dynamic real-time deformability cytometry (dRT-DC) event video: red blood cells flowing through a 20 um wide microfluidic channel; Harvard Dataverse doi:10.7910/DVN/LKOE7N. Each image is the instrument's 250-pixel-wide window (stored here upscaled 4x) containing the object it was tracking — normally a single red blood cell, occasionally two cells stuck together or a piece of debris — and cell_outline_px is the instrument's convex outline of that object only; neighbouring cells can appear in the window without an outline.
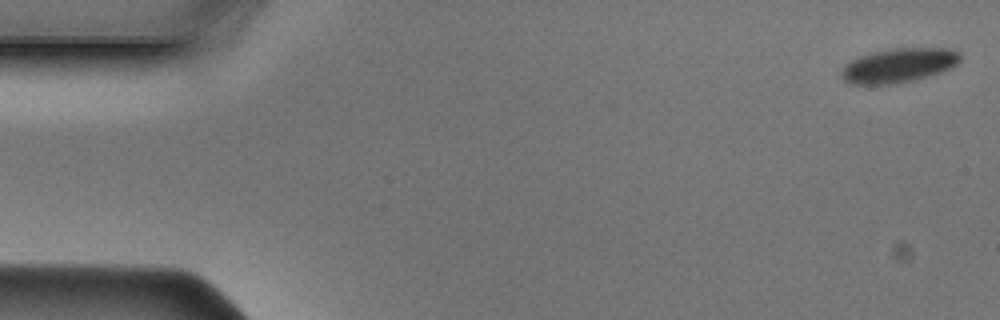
{"species": "Egyptian fruit bat (a non-hibernating species)", "species_latin": "Rousettus aegyptiacus", "temperature_condition": "cold", "stored_images_in_passage": 48, "camera_frame_rate_fps": 3000, "um_per_image_px": 0.085, "animal": {"sex": "male"}, "frame": {"image": 1, "passage_image": 1, "time_ms": 0.0, "image_size_px": [1000, 320], "cell_outline_px": [[960, 60], [952, 68], [940, 72], [912, 80], [896, 84], [852, 84], [844, 80], [840, 72], [844, 64], [860, 56], [872, 52], [888, 48], [948, 48], [960, 52]], "centroid_in_image_um": [76.38, 5.55], "position_along_channel_um": 8.6, "area_um2": 23.76}}
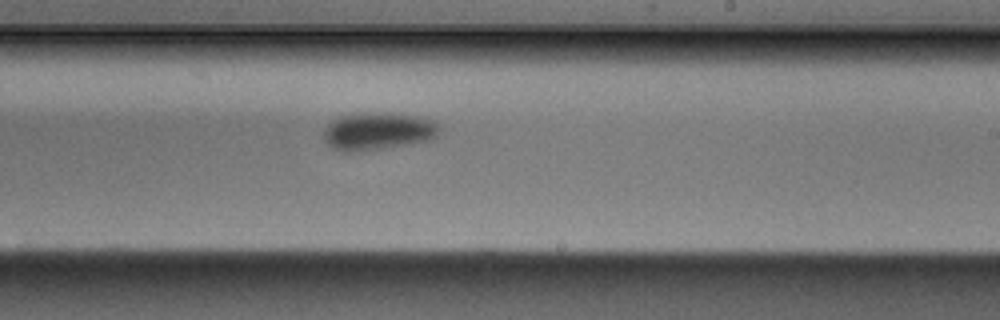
{"frame": {"image": 2, "passage_image": 28, "time_ms": 9.0, "image_size_px": [1000, 320], "cell_outline_px": [[440, 128], [436, 136], [432, 140], [408, 144], [380, 148], [348, 152], [340, 152], [332, 148], [324, 140], [324, 128], [332, 120], [340, 116], [364, 112], [392, 112], [416, 116], [436, 120]], "centroid_in_image_um": [32.13, 11.13], "position_along_channel_um": 256.9, "area_um2": 25.61}}
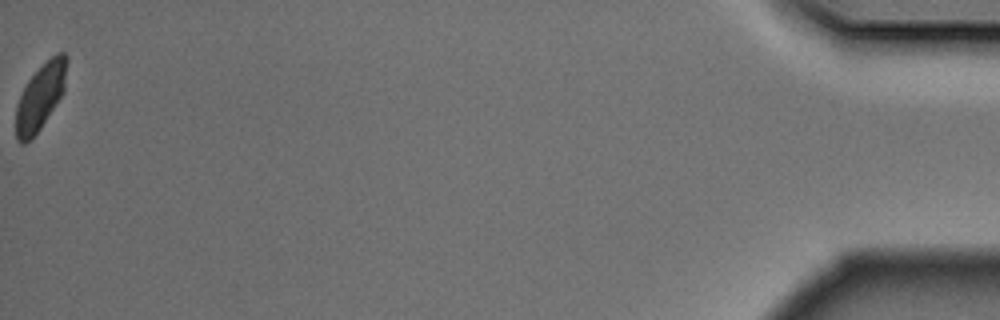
{"frame": {"image": 3, "passage_image": 48, "time_ms": 15.667, "image_size_px": [1000, 320], "cell_outline_px": [[68, 60], [64, 92], [32, 140], [24, 144], [20, 144], [16, 140], [16, 104], [28, 80], [56, 52], [64, 52], [68, 56]], "centroid_in_image_um": [3.44, 8.24], "position_along_channel_um": 431.8, "area_um2": 19.59}}